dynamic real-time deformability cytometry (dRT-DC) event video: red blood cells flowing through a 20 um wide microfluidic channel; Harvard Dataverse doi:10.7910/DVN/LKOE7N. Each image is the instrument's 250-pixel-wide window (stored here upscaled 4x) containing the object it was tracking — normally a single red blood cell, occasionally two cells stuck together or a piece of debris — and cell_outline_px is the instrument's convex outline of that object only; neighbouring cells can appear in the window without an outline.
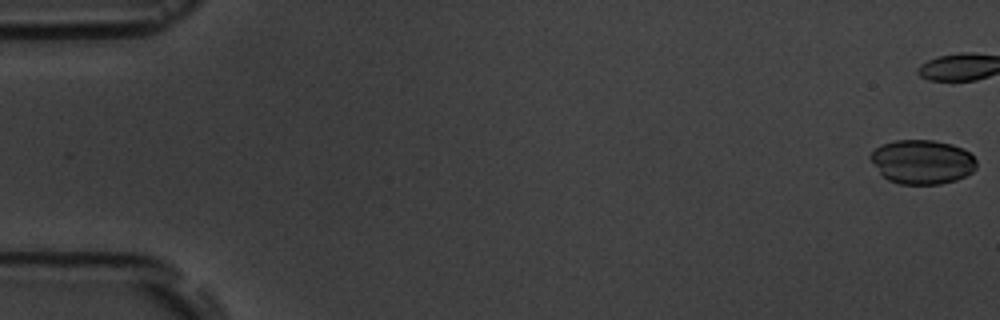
{"species": "common noctule bat (a hibernating species)", "species_latin": "Nyctalus noctula", "temperature_condition": "room temperature", "stored_images_in_passage": 7, "camera_frame_rate_fps": 3000, "um_per_image_px": 0.085, "animal": {"sex": "male", "body_mass_g": 19.5, "forearm_length_mm": 54.6}, "frame": {"image": 1, "passage_image": 1, "time_ms": 0.0, "image_size_px": [1000, 320], "cell_outline_px": [[976, 168], [972, 172], [956, 180], [940, 184], [900, 184], [888, 180], [880, 172], [868, 156], [876, 148], [884, 144], [896, 140], [932, 140], [952, 144], [964, 148], [976, 160]], "centroid_in_image_um": [78.4, 13.76], "position_along_channel_um": 6.6, "area_um2": 27.17}}
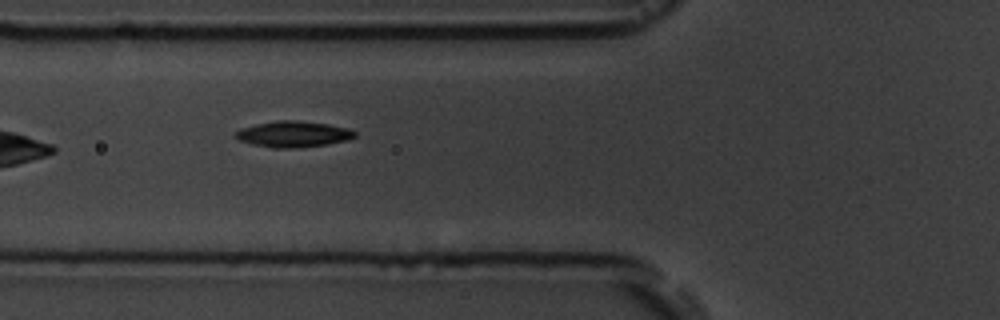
{"frame": {"image": 2, "passage_image": 6, "time_ms": 7.333, "image_size_px": [1000, 320], "cell_outline_px": [[356, 136], [348, 140], [328, 144], [300, 148], [272, 148], [252, 144], [240, 140], [232, 136], [240, 128], [256, 124], [276, 120], [296, 120], [328, 124], [348, 128], [356, 132]], "centroid_in_image_um": [24.92, 11.4], "position_along_channel_um": 100.9, "area_um2": 18.26}}
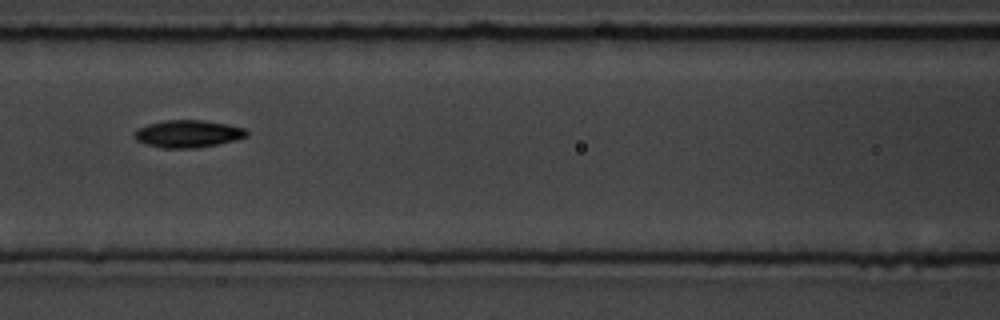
{"frame": {"image": 3, "passage_image": 7, "time_ms": 8.667, "image_size_px": [1000, 320], "cell_outline_px": [[248, 136], [236, 140], [196, 148], [160, 148], [144, 144], [136, 140], [132, 136], [132, 132], [136, 128], [148, 124], [164, 120], [204, 120], [228, 124], [244, 128], [248, 132]], "centroid_in_image_um": [15.92, 11.37], "position_along_channel_um": 150.7, "area_um2": 18.21}}